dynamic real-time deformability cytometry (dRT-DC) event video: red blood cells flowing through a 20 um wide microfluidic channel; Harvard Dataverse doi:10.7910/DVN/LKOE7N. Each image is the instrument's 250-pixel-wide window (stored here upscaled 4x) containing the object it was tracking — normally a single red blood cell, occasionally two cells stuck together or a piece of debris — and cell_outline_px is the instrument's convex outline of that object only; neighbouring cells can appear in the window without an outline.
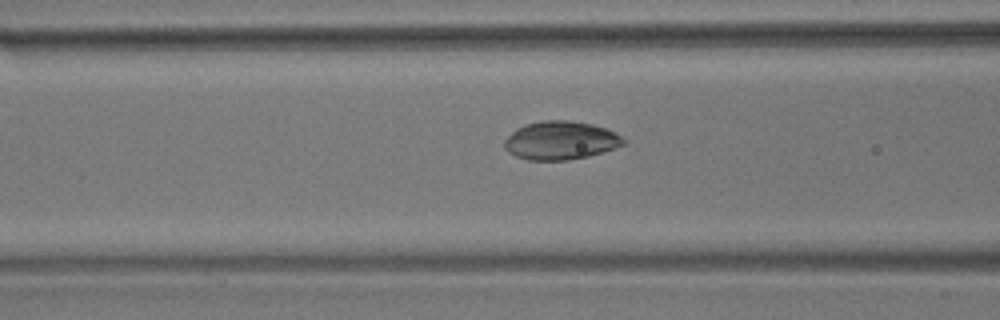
{"species": "common noctule bat (a hibernating species)", "species_latin": "Nyctalus noctula", "temperature_condition": "room temperature", "stored_images_in_passage": 48, "camera_frame_rate_fps": 3000, "um_per_image_px": 0.085, "animal": {"sex": "male", "body_mass_g": 17.9}, "frame": {"image": 1, "passage_image": 21, "time_ms": 6.667, "image_size_px": [1000, 320], "cell_outline_px": [[628, 140], [624, 144], [588, 156], [568, 160], [528, 160], [516, 156], [508, 152], [504, 148], [504, 140], [516, 128], [524, 124], [544, 120], [568, 120], [592, 124], [604, 128]], "centroid_in_image_um": [47.6, 11.93], "position_along_channel_um": 119.0, "area_um2": 26.47}}
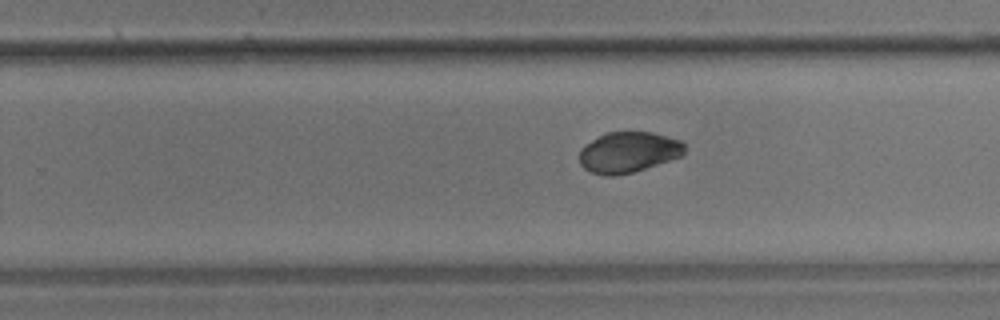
{"frame": {"image": 2, "passage_image": 34, "time_ms": 11.0, "image_size_px": [1000, 320], "cell_outline_px": [[684, 152], [680, 156], [632, 172], [616, 176], [608, 176], [592, 172], [584, 168], [580, 164], [580, 148], [584, 144], [608, 132], [652, 132], [680, 140], [684, 144]], "centroid_in_image_um": [53.38, 12.93], "position_along_channel_um": 276.4, "area_um2": 24.62}}
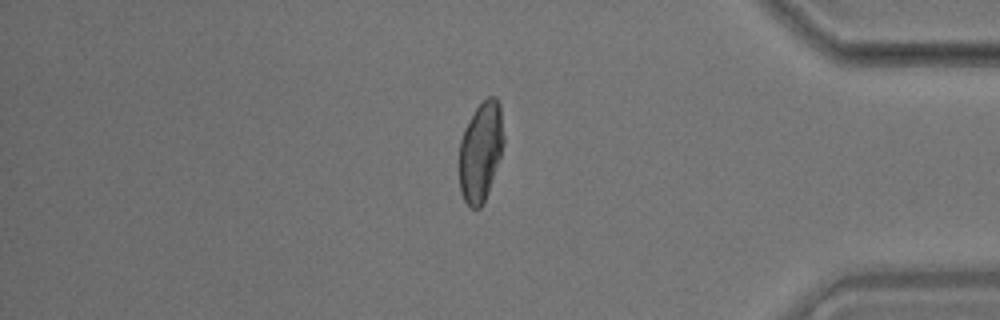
{"frame": {"image": 3, "passage_image": 46, "time_ms": 15.0, "image_size_px": [1000, 320], "cell_outline_px": [[504, 144], [484, 204], [480, 208], [472, 208], [464, 200], [460, 192], [460, 140], [464, 128], [476, 108], [488, 96], [496, 96], [500, 104], [504, 136]], "centroid_in_image_um": [40.87, 12.87], "position_along_channel_um": 394.3, "area_um2": 25.72}, "authors_computed_cell_mechanics": {"area_um2": 26.2412, "velocity_mm_per_s": 3.6372, "shape_relaxation_time_tau1_ms": 2.8976, "shape_relaxation_time_tau2_ms": null, "deformation_change_tau1": 0.0811, "deformation_change_tau2": null}}